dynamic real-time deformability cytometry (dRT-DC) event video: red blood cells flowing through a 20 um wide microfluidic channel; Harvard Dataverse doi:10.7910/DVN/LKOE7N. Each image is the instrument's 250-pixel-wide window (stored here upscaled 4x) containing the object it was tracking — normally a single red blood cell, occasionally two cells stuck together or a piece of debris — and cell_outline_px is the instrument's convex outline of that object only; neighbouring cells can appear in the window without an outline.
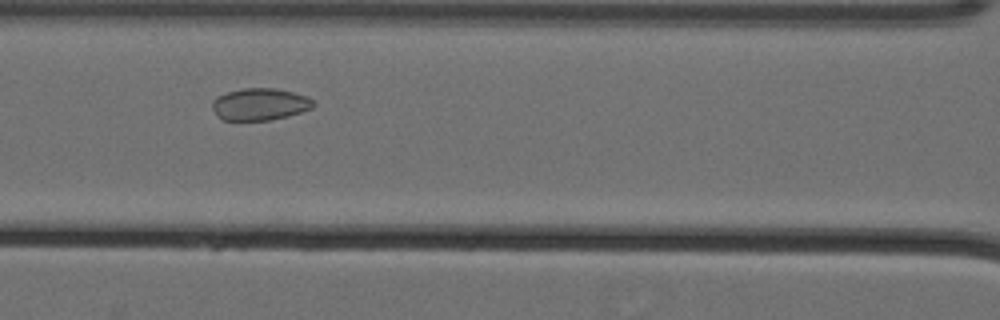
{"species": "Egyptian fruit bat (a non-hibernating species)", "species_latin": "Rousettus aegyptiacus", "temperature_condition": "cold", "stored_images_in_passage": 46, "camera_frame_rate_fps": 3000, "um_per_image_px": 0.085, "animal": {"sex": "female"}, "frame": {"image": 1, "passage_image": 16, "time_ms": 5.0, "image_size_px": [1000, 320], "cell_outline_px": [[316, 104], [312, 108], [288, 116], [268, 120], [224, 120], [216, 116], [212, 108], [212, 100], [228, 92], [240, 88], [272, 88], [292, 92], [308, 96]], "centroid_in_image_um": [22.08, 8.86], "position_along_channel_um": 144.5, "area_um2": 18.84}}
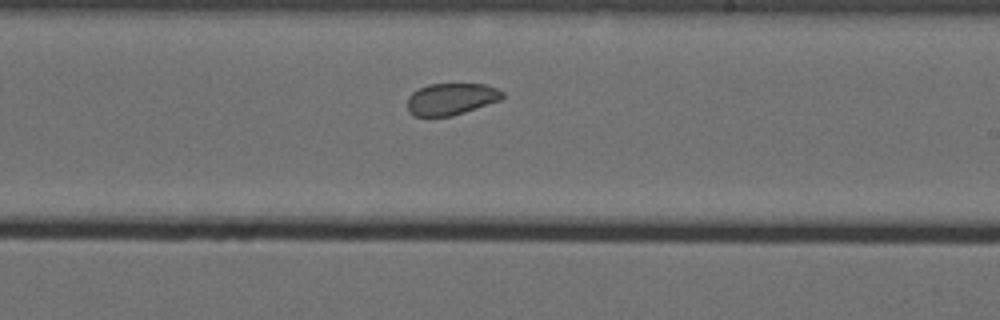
{"frame": {"image": 2, "passage_image": 25, "time_ms": 8.0, "image_size_px": [1000, 320], "cell_outline_px": [[504, 96], [500, 100], [452, 116], [412, 116], [408, 112], [408, 96], [412, 92], [428, 84], [484, 84], [496, 88], [504, 92]], "centroid_in_image_um": [38.33, 8.41], "position_along_channel_um": 250.7, "area_um2": 17.57}}
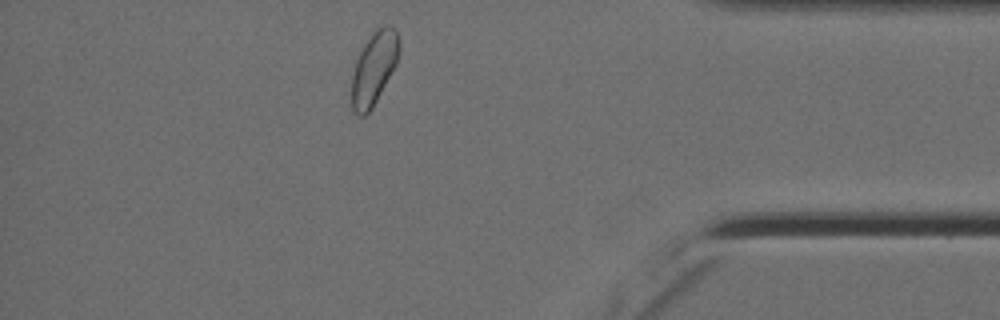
{"frame": {"image": 3, "passage_image": 40, "time_ms": 13.0, "image_size_px": [1000, 320], "cell_outline_px": [[400, 52], [396, 64], [372, 108], [364, 116], [360, 116], [352, 108], [352, 76], [356, 60], [360, 52], [368, 40], [384, 24], [392, 24], [396, 32], [400, 44]], "centroid_in_image_um": [31.81, 5.8], "position_along_channel_um": 403.4, "area_um2": 19.65}, "authors_computed_cell_mechanics": {"area_um2": 19.8254, "velocity_mm_per_s": 3.5599, "shape_relaxation_time_tau1_ms": null, "shape_relaxation_time_tau2_ms": 1.668, "deformation_change_tau1": null, "deformation_change_tau2": 0.0554}}